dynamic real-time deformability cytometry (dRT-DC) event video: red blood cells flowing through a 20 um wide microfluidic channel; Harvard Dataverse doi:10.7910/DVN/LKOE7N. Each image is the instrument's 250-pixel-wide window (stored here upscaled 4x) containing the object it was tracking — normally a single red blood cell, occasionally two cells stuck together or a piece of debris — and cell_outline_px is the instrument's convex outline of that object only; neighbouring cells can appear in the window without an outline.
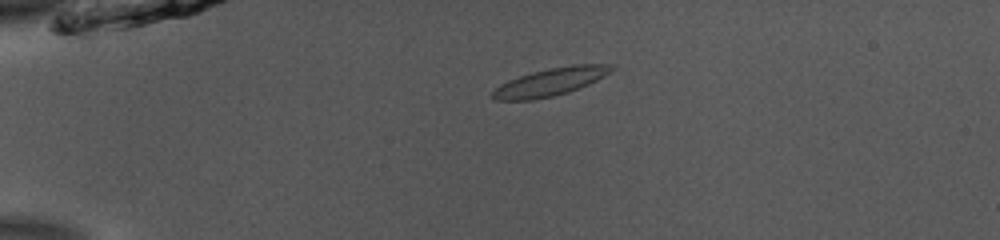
{"species": "common noctule bat (a hibernating species)", "species_latin": "Nyctalus noctula", "temperature_condition": "room temperature", "stored_images_in_passage": 47, "camera_frame_rate_fps": 3000, "um_per_image_px": 0.085, "animal": {"sex": "male", "body_mass_g": 13.0, "forearm_length_mm": 53.1}, "frame": {"image": 1, "passage_image": 7, "time_ms": 2.0, "image_size_px": [1000, 240], "cell_outline_px": [[616, 68], [612, 72], [580, 88], [568, 92], [552, 96], [532, 100], [496, 100], [488, 96], [500, 84], [508, 80], [532, 72], [548, 68], [572, 64], [616, 64]], "centroid_in_image_um": [46.81, 6.95], "position_along_channel_um": 38.2, "area_um2": 19.42}}
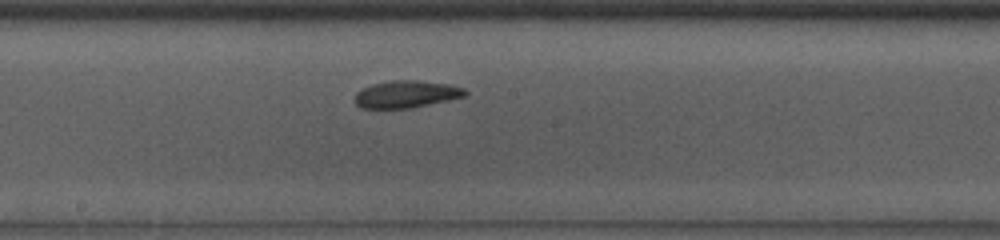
{"frame": {"image": 2, "passage_image": 24, "time_ms": 7.667, "image_size_px": [1000, 240], "cell_outline_px": [[468, 92], [464, 96], [448, 100], [412, 108], [360, 108], [352, 100], [356, 92], [372, 84], [392, 80], [420, 80], [448, 84], [464, 88]], "centroid_in_image_um": [34.5, 8.0], "position_along_channel_um": 213.7, "area_um2": 17.57}}
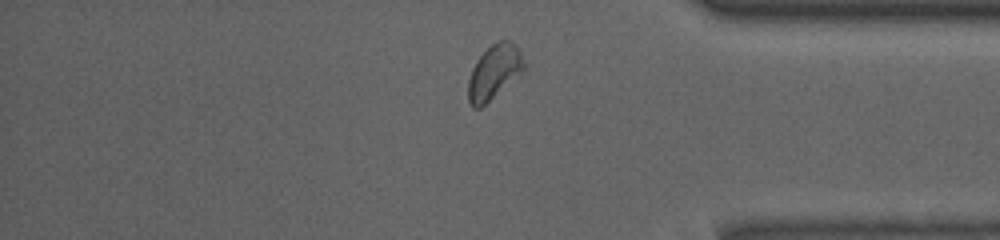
{"frame": {"image": 3, "passage_image": 39, "time_ms": 12.667, "image_size_px": [1000, 240], "cell_outline_px": [[528, 64], [520, 72], [480, 108], [472, 108], [468, 100], [468, 80], [472, 68], [476, 60], [492, 44], [500, 40], [508, 40], [516, 44]], "centroid_in_image_um": [42.0, 6.08], "position_along_channel_um": 393.2, "area_um2": 17.34}, "authors_computed_cell_mechanics": {"area_um2": 18.0336, "velocity_mm_per_s": 3.8294, "shape_relaxation_time_tau1_ms": 5.308, "shape_relaxation_time_tau2_ms": 2.6137, "deformation_change_tau1": 0.1586, "deformation_change_tau2": 0.0766}}